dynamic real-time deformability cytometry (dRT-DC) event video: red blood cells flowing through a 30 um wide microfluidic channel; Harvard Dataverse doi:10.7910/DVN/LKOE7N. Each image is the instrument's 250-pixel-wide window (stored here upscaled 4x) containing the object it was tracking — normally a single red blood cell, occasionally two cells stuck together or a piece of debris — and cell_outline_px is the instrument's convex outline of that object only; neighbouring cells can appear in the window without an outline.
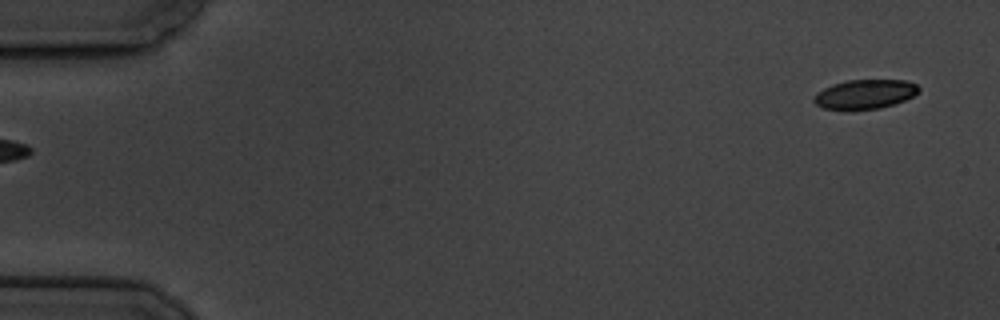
{"species": "common noctule bat (a hibernating species)", "species_latin": "Nyctalus noctula", "temperature_condition": "cold", "stored_images_in_passage": 2, "segment_of_instrument_passage": [2, 2], "camera_frame_rate_fps": 3000, "um_per_image_px": 0.085, "animal": {"sex": "male", "body_mass_g": 19.5, "forearm_length_mm": 54.6}, "frame": {"image": 1, "passage_image": 2, "time_ms": 1.333, "image_size_px": [1000, 320], "cell_outline_px": [[920, 92], [904, 100], [880, 108], [848, 112], [824, 108], [816, 104], [812, 100], [816, 92], [832, 84], [848, 80], [904, 80], [916, 84], [920, 88]], "centroid_in_image_um": [73.47, 8.03], "position_along_channel_um": 11.5, "area_um2": 18.32}}